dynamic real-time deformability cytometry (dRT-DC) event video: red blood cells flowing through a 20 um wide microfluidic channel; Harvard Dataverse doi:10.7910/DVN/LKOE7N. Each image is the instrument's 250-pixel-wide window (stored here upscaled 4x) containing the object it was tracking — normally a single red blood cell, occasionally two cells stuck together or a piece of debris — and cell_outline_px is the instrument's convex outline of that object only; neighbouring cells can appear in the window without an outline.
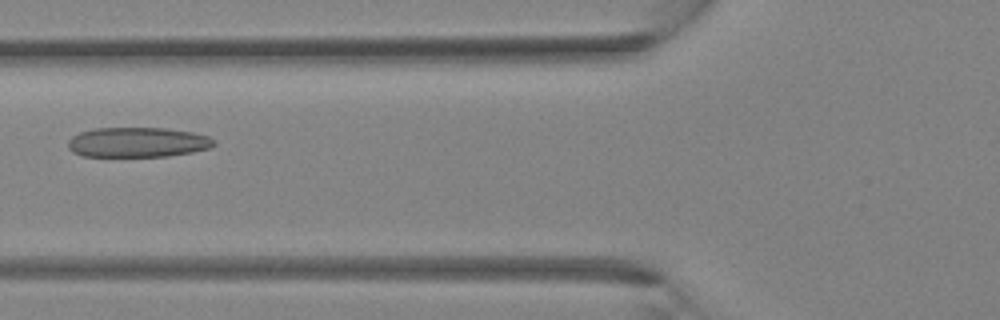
{"species": "Egyptian fruit bat (a non-hibernating species)", "species_latin": "Rousettus aegyptiacus", "temperature_condition": "room temperature", "stored_images_in_passage": 3, "camera_frame_rate_fps": 3000, "um_per_image_px": 0.085, "animal": {"sex": "female"}, "frame": {"image": 1, "passage_image": 3, "time_ms": 3.333, "image_size_px": [1000, 320], "cell_outline_px": [[216, 144], [212, 148], [192, 152], [168, 156], [84, 156], [72, 152], [68, 148], [68, 140], [72, 136], [80, 132], [96, 128], [164, 128], [192, 132], [208, 136], [216, 140]], "centroid_in_image_um": [11.72, 12.09], "position_along_channel_um": 114.1, "area_um2": 25.55}}